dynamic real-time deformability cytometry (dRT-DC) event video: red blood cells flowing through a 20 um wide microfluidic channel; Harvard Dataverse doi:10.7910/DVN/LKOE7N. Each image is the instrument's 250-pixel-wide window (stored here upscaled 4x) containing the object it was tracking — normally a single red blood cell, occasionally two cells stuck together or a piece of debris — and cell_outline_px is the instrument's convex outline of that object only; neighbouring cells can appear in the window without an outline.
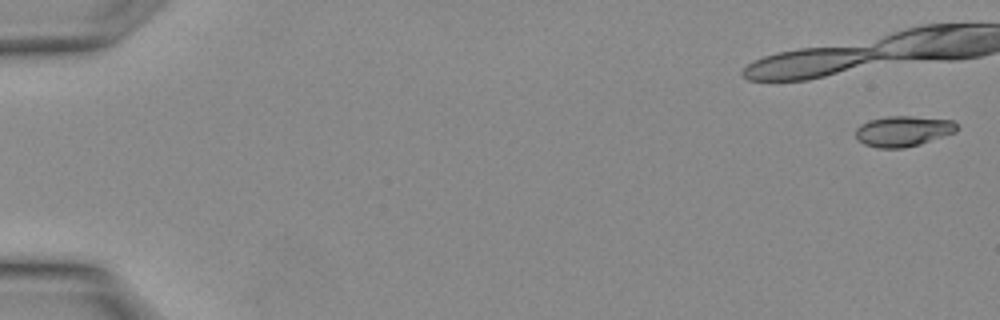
{"species": "Egyptian fruit bat (a non-hibernating species)", "species_latin": "Rousettus aegyptiacus", "temperature_condition": "warm", "stored_images_in_passage": 11, "camera_frame_rate_fps": 3000, "um_per_image_px": 0.085, "animal": {"sex": "female"}, "frame": {"image": 1, "passage_image": 1, "time_ms": 0.0, "image_size_px": [1000, 320], "cell_outline_px": [[960, 128], [956, 132], [920, 144], [904, 148], [876, 148], [864, 144], [856, 136], [856, 128], [860, 124], [868, 120], [888, 116], [912, 116], [952, 120]], "centroid_in_image_um": [76.77, 11.14], "position_along_channel_um": 8.2, "area_um2": 18.09}}